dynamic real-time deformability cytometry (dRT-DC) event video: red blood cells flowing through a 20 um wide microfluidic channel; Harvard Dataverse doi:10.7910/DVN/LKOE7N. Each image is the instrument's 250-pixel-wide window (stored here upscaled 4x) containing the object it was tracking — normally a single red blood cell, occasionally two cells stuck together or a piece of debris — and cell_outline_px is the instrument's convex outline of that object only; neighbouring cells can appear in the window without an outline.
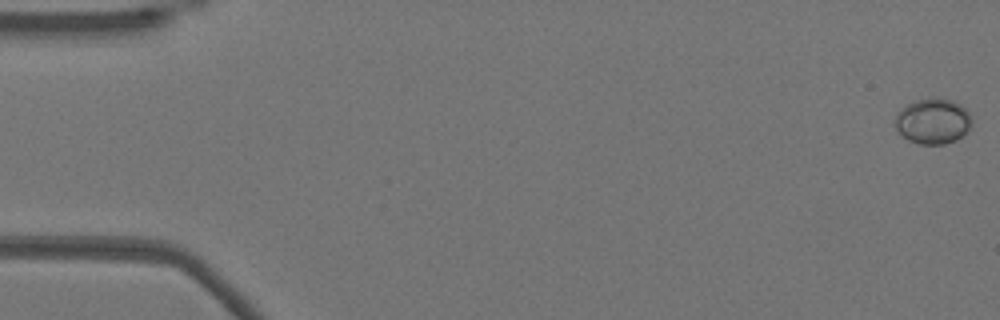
{"species": "Egyptian fruit bat (a non-hibernating species)", "species_latin": "Rousettus aegyptiacus", "temperature_condition": "warm", "stored_images_in_passage": 52, "camera_frame_rate_fps": 3000, "um_per_image_px": 0.085, "animal": {"sex": "female"}, "frame": {"image": 1, "passage_image": 1, "time_ms": 0.0, "image_size_px": [1000, 320], "cell_outline_px": [[972, 124], [956, 140], [944, 144], [920, 144], [908, 140], [892, 124], [896, 112], [900, 108], [916, 100], [932, 96], [952, 100], [960, 104], [972, 116]], "centroid_in_image_um": [79.26, 10.27], "position_along_channel_um": 5.7, "area_um2": 20.58}}
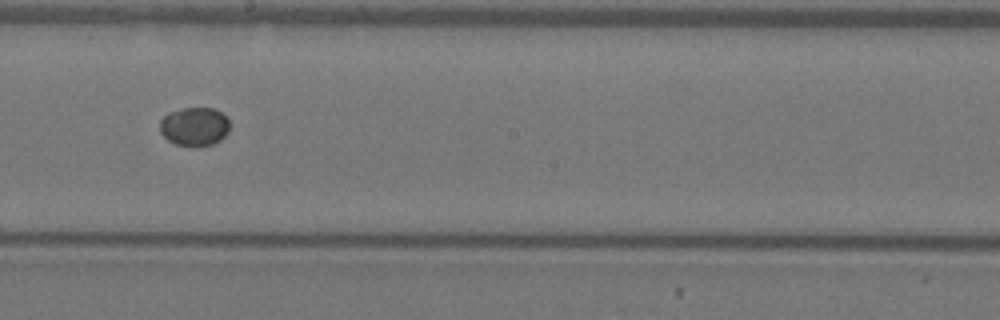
{"frame": {"image": 2, "passage_image": 30, "time_ms": 9.667, "image_size_px": [1000, 320], "cell_outline_px": [[228, 132], [220, 140], [212, 144], [176, 144], [168, 140], [160, 132], [160, 120], [168, 112], [184, 108], [212, 108], [220, 112], [228, 120]], "centroid_in_image_um": [16.5, 10.72], "position_along_channel_um": 231.7, "area_um2": 15.26}}
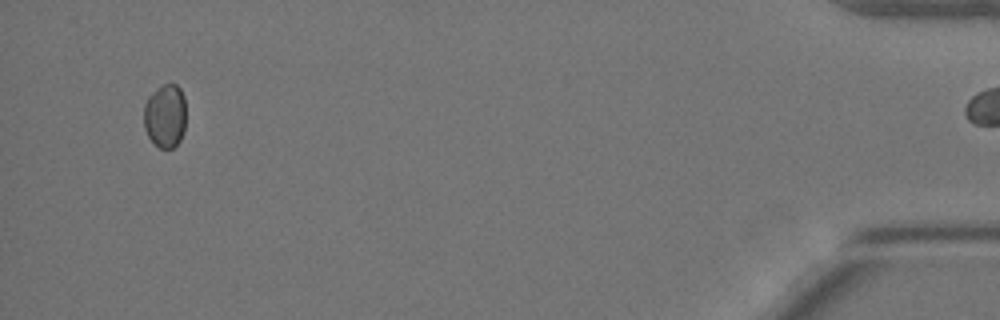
{"frame": {"image": 3, "passage_image": 51, "time_ms": 16.667, "image_size_px": [1000, 320], "cell_outline_px": [[184, 132], [180, 140], [172, 148], [160, 148], [148, 136], [144, 128], [144, 104], [148, 96], [156, 88], [164, 84], [176, 84], [180, 88], [184, 96]], "centroid_in_image_um": [14.02, 9.83], "position_along_channel_um": 421.2, "area_um2": 15.61}}